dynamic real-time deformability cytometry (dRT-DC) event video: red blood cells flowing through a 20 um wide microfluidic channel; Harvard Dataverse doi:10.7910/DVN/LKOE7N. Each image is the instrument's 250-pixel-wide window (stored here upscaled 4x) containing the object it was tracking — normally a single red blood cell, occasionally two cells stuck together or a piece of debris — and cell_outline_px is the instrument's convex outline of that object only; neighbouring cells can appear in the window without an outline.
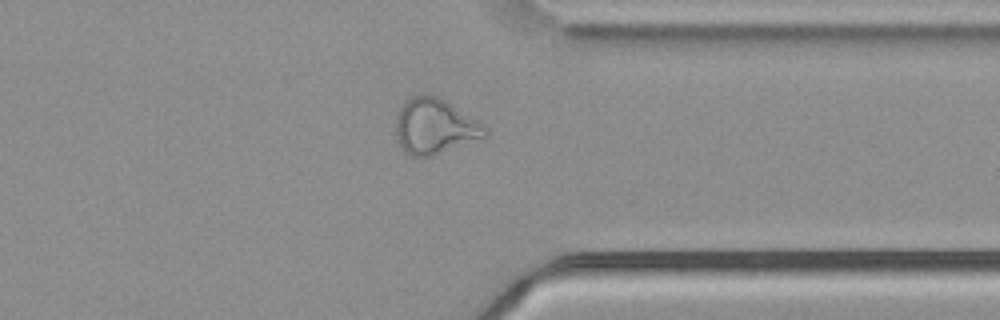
{"species": "common noctule bat (a hibernating species)", "species_latin": "Nyctalus noctula", "temperature_condition": "cold", "stored_images_in_passage": 55, "camera_frame_rate_fps": 3000, "um_per_image_px": 0.085, "animal": {"sex": "male", "body_mass_g": 21.5, "forearm_length_mm": 52.0}, "frame": {"image": 1, "passage_image": 43, "time_ms": 14.0, "image_size_px": [1000, 320], "cell_outline_px": [[488, 136], [432, 156], [412, 156], [404, 152], [400, 148], [396, 136], [396, 116], [400, 108], [412, 96], [420, 92], [440, 96], [488, 128]], "centroid_in_image_um": [36.94, 10.73], "position_along_channel_um": 374.5, "area_um2": 29.02}}
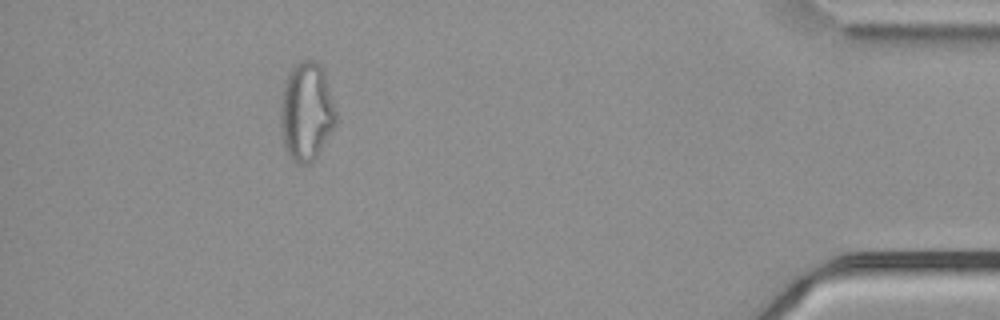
{"frame": {"image": 2, "passage_image": 50, "time_ms": 16.333, "image_size_px": [1000, 320], "cell_outline_px": [[336, 124], [316, 156], [308, 164], [296, 164], [284, 148], [280, 128], [280, 100], [284, 80], [288, 72], [300, 60], [316, 60], [320, 64], [324, 72], [336, 112]], "centroid_in_image_um": [26.01, 9.47], "position_along_channel_um": 409.2, "area_um2": 32.02}}